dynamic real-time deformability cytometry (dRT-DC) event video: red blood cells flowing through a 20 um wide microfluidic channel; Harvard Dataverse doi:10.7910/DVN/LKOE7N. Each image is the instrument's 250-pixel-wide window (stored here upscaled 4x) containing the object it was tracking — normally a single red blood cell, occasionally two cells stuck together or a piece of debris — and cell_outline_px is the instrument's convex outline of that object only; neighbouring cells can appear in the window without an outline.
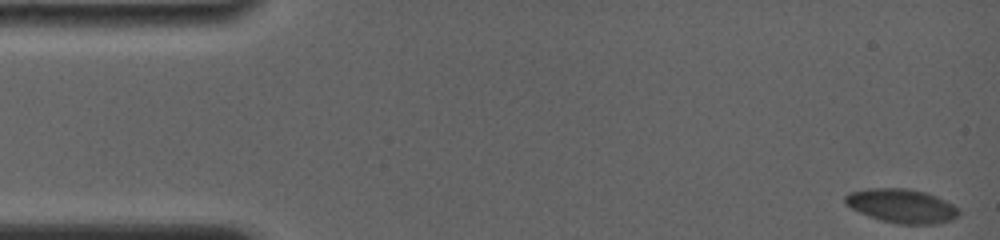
{"species": "common noctule bat (a hibernating species)", "species_latin": "Nyctalus noctula", "temperature_condition": "room temperature", "stored_images_in_passage": 73, "camera_frame_rate_fps": 4000, "um_per_image_px": 0.085, "animal": {"sex": "female", "body_mass_g": 19.0, "forearm_length_mm": 56.7}, "frame": {"image": 1, "passage_image": 1, "time_ms": 0.0, "image_size_px": [1000, 240], "cell_outline_px": [[960, 212], [956, 216], [948, 220], [936, 224], [896, 224], [880, 220], [868, 216], [844, 204], [844, 196], [848, 192], [868, 188], [908, 188], [928, 192], [960, 208]], "centroid_in_image_um": [76.61, 17.49], "position_along_channel_um": 8.4, "area_um2": 22.66}}
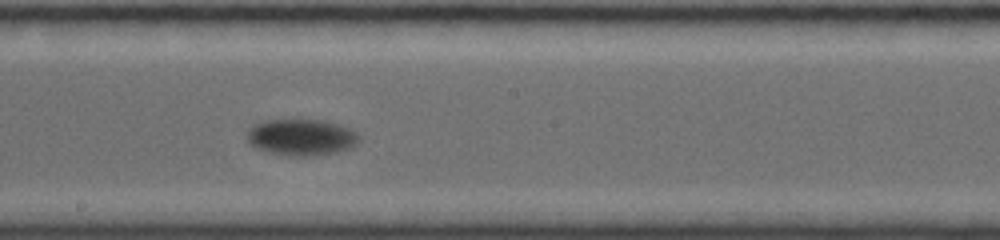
{"frame": {"image": 2, "passage_image": 41, "time_ms": 9.75, "image_size_px": [1000, 240], "cell_outline_px": [[360, 140], [356, 144], [348, 148], [336, 152], [308, 156], [296, 156], [272, 152], [256, 148], [248, 144], [248, 132], [252, 124], [264, 120], [324, 120], [348, 128], [356, 132], [360, 136]], "centroid_in_image_um": [25.6, 11.65], "position_along_channel_um": 222.6, "area_um2": 23.52}}
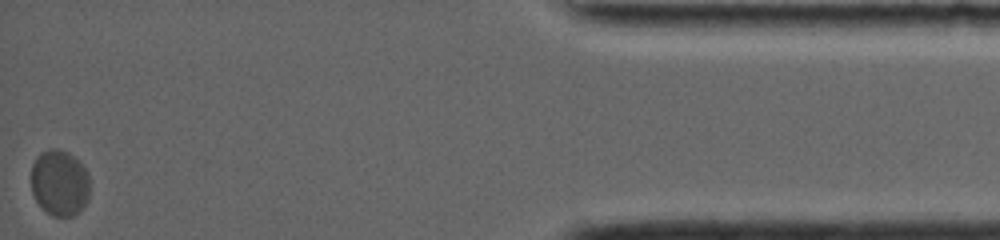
{"frame": {"image": 3, "passage_image": 73, "time_ms": 17.75, "image_size_px": [1000, 240], "cell_outline_px": [[88, 200], [80, 212], [72, 216], [52, 216], [36, 200], [32, 192], [32, 164], [36, 156], [40, 152], [48, 148], [60, 148], [68, 152], [88, 172]], "centroid_in_image_um": [5.06, 15.52], "position_along_channel_um": 430.1, "area_um2": 22.54}, "authors_computed_cell_mechanics": {"area_um2": 22.6576, "velocity_mm_per_s": 3.4732, "shape_relaxation_time_tau1_ms": 2.6921, "shape_relaxation_time_tau2_ms": null, "deformation_change_tau1": 0.0885, "deformation_change_tau2": null}}